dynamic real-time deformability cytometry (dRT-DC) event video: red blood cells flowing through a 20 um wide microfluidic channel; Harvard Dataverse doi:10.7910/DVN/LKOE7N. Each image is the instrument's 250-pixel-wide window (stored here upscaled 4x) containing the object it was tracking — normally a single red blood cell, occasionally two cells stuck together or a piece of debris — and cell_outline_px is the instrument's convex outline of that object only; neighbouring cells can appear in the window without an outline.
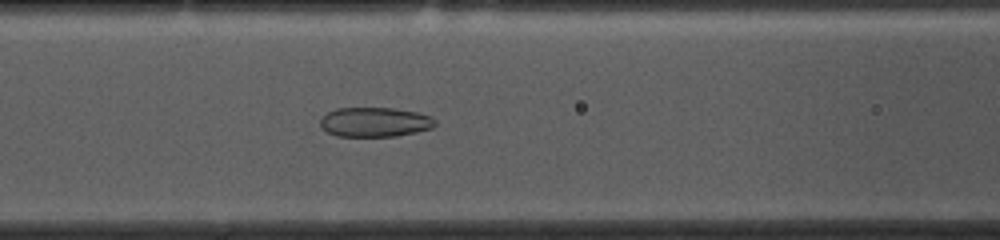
{"species": "common noctule bat (a hibernating species)", "species_latin": "Nyctalus noctula", "temperature_condition": "cold", "stored_images_in_passage": 52, "camera_frame_rate_fps": 3000, "um_per_image_px": 0.085, "animal": {"sex": "female", "body_mass_g": 10.0, "forearm_length_mm": 53.1}, "frame": {"image": 1, "passage_image": 20, "time_ms": 6.333, "image_size_px": [1000, 240], "cell_outline_px": [[436, 124], [432, 128], [416, 132], [396, 136], [336, 136], [320, 128], [320, 120], [328, 112], [336, 108], [392, 108], [416, 112], [432, 116], [436, 120]], "centroid_in_image_um": [31.86, 10.38], "position_along_channel_um": 134.7, "area_um2": 19.83}}
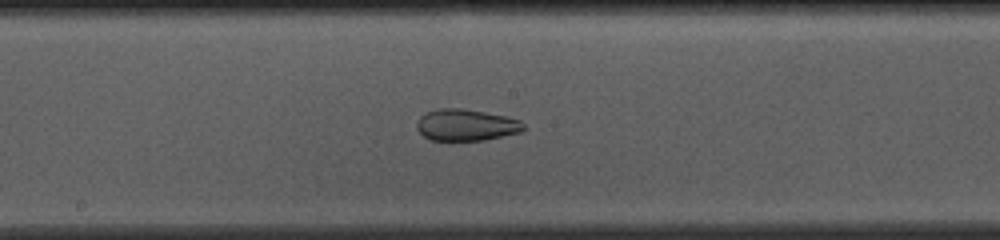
{"frame": {"image": 2, "passage_image": 26, "time_ms": 8.333, "image_size_px": [1000, 240], "cell_outline_px": [[524, 128], [520, 132], [484, 140], [432, 140], [424, 136], [416, 128], [416, 124], [420, 116], [428, 112], [440, 108], [464, 108], [508, 116], [520, 120], [524, 124]], "centroid_in_image_um": [39.63, 10.61], "position_along_channel_um": 208.6, "area_um2": 19.65}}
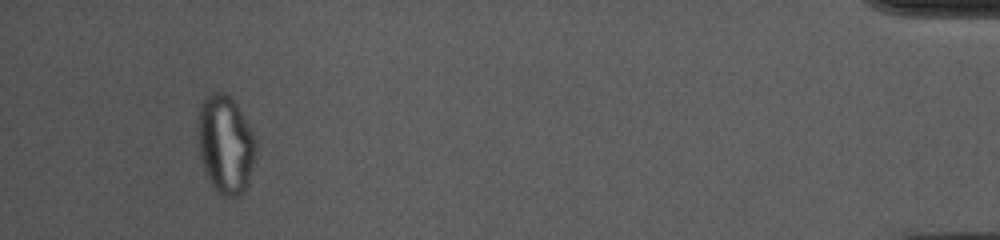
{"frame": {"image": 3, "passage_image": 49, "time_ms": 16.0, "image_size_px": [1000, 240], "cell_outline_px": [[256, 152], [248, 184], [244, 192], [240, 196], [224, 196], [216, 192], [208, 180], [204, 172], [200, 156], [200, 108], [204, 96], [212, 92], [224, 92], [236, 104], [256, 136]], "centroid_in_image_um": [19.2, 12.31], "position_along_channel_um": 416.0, "area_um2": 33.0}, "authors_computed_cell_mechanics": {"area_um2": 26.2701, "velocity_mm_per_s": 3.6917, "shape_relaxation_time_tau1_ms": null, "shape_relaxation_time_tau2_ms": 1.851, "deformation_change_tau1": null, "deformation_change_tau2": 0.0706}}